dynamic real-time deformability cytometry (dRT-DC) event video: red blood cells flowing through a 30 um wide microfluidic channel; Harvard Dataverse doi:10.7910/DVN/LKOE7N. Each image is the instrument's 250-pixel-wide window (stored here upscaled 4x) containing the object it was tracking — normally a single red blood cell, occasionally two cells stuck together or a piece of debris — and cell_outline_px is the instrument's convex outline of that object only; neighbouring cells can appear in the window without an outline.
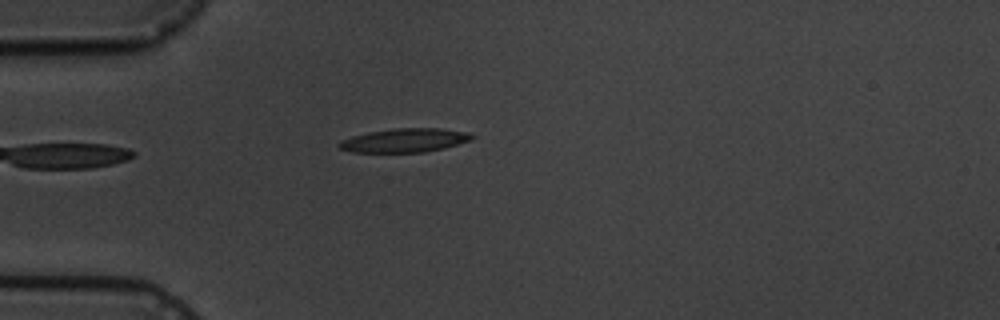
{"species": "common noctule bat (a hibernating species)", "species_latin": "Nyctalus noctula", "temperature_condition": "cold", "stored_images_in_passage": 5, "camera_frame_rate_fps": 3000, "um_per_image_px": 0.085, "animal": {"sex": "male", "body_mass_g": 19.5, "forearm_length_mm": 54.6}, "frame": {"image": 1, "passage_image": 5, "time_ms": 4.667, "image_size_px": [1000, 320], "cell_outline_px": [[476, 136], [472, 140], [444, 148], [424, 152], [352, 152], [336, 148], [336, 144], [340, 140], [352, 136], [368, 132], [396, 128], [440, 128], [464, 132]], "centroid_in_image_um": [34.34, 11.93], "position_along_channel_um": 50.7, "area_um2": 18.5}}